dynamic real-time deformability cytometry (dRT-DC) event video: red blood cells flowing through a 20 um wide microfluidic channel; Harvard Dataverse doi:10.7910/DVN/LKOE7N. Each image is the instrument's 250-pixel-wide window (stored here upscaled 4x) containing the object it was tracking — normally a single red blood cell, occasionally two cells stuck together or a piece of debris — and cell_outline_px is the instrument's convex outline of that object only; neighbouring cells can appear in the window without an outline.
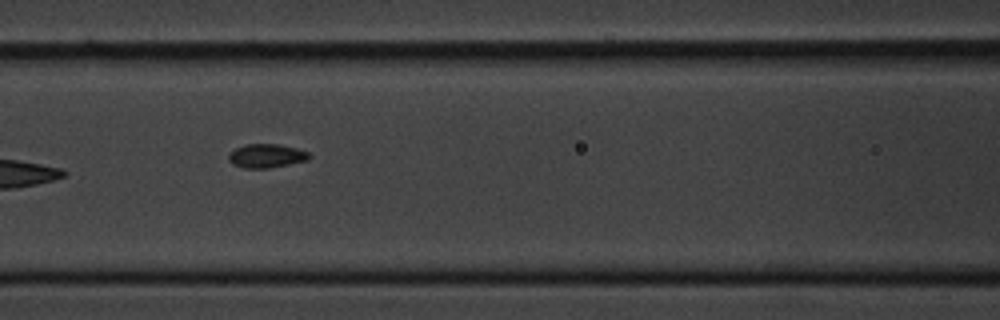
{"species": "common noctule bat (a hibernating species)", "species_latin": "Nyctalus noctula", "temperature_condition": "cold", "stored_images_in_passage": 6, "camera_frame_rate_fps": 3000, "um_per_image_px": 0.085, "animal": {"sex": "male", "body_mass_g": 20.1, "forearm_length_mm": 53.5}, "frame": {"image": 1, "passage_image": 5, "time_ms": 4.667, "image_size_px": [1000, 320], "cell_outline_px": [[312, 156], [308, 160], [268, 168], [244, 168], [232, 164], [228, 160], [228, 156], [236, 148], [244, 144], [276, 144], [296, 148], [308, 152]], "centroid_in_image_um": [22.64, 13.25], "position_along_channel_um": 144.0, "area_um2": 11.1}}